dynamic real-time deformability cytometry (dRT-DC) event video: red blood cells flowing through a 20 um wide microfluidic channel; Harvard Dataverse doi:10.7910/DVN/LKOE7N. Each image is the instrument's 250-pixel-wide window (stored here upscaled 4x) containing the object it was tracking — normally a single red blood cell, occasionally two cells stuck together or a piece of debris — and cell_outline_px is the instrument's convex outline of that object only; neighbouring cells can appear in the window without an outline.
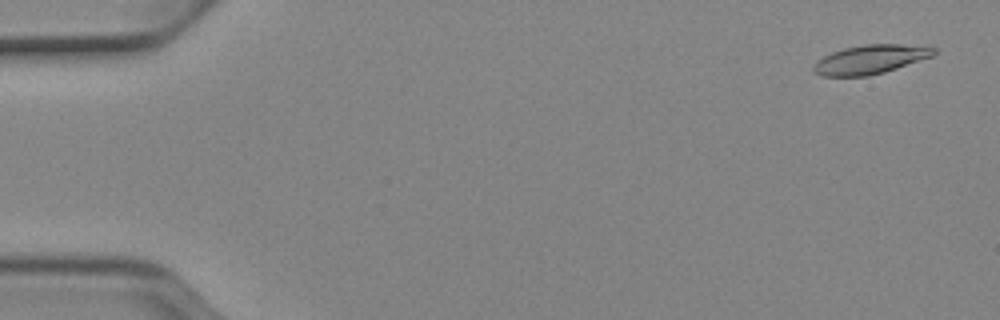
{"species": "Egyptian fruit bat (a non-hibernating species)", "species_latin": "Rousettus aegyptiacus", "temperature_condition": "cold", "stored_images_in_passage": 53, "camera_frame_rate_fps": 3000, "um_per_image_px": 0.085, "animal": {"sex": "female"}, "frame": {"image": 1, "passage_image": 3, "time_ms": 0.667, "image_size_px": [1000, 320], "cell_outline_px": [[936, 52], [932, 56], [884, 72], [868, 76], [820, 76], [812, 72], [812, 64], [816, 60], [832, 52], [844, 48], [864, 44], [900, 44], [936, 48]], "centroid_in_image_um": [73.89, 5.06], "position_along_channel_um": 11.1, "area_um2": 20.29}}
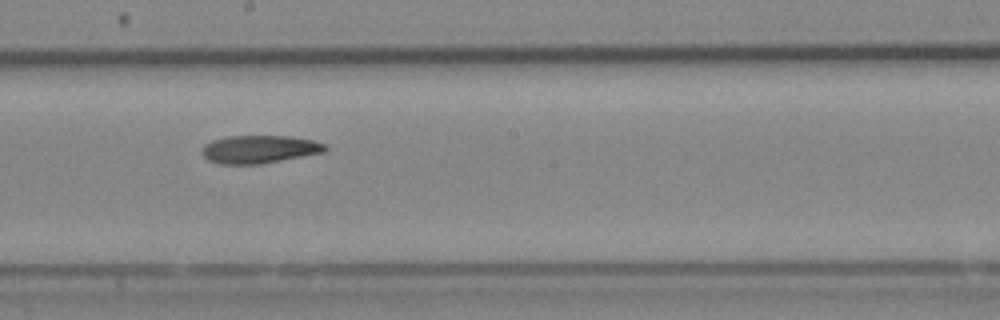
{"frame": {"image": 2, "passage_image": 30, "time_ms": 9.667, "image_size_px": [1000, 320], "cell_outline_px": [[328, 148], [324, 152], [260, 164], [220, 164], [208, 160], [200, 152], [200, 148], [204, 144], [212, 140], [228, 136], [288, 136], [312, 140], [324, 144]], "centroid_in_image_um": [21.99, 12.69], "position_along_channel_um": 226.2, "area_um2": 20.06}}
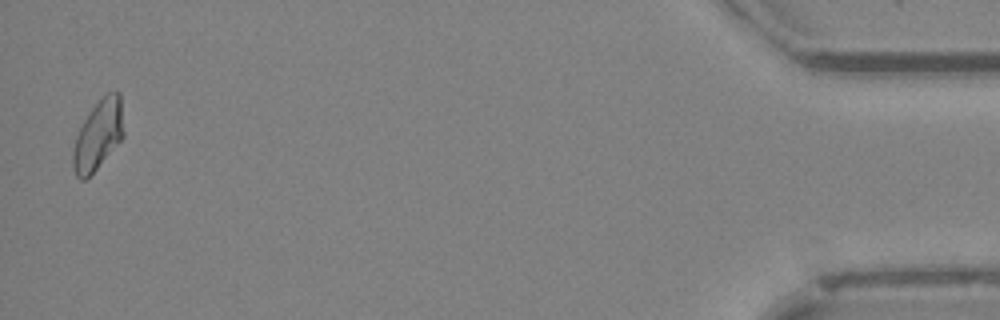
{"frame": {"image": 3, "passage_image": 52, "time_ms": 17.0, "image_size_px": [1000, 320], "cell_outline_px": [[124, 136], [96, 168], [84, 180], [80, 180], [76, 176], [72, 168], [72, 152], [76, 136], [84, 120], [92, 108], [108, 92], [120, 92], [124, 132]], "centroid_in_image_um": [8.33, 11.48], "position_along_channel_um": 426.9, "area_um2": 20.23}, "authors_computed_cell_mechanics": {"area_um2": 20.7502, "velocity_mm_per_s": 3.9101, "shape_relaxation_time_tau1_ms": 6.4319, "shape_relaxation_time_tau2_ms": 6.2738, "deformation_change_tau1": 0.1637, "deformation_change_tau2": 0.1456}}